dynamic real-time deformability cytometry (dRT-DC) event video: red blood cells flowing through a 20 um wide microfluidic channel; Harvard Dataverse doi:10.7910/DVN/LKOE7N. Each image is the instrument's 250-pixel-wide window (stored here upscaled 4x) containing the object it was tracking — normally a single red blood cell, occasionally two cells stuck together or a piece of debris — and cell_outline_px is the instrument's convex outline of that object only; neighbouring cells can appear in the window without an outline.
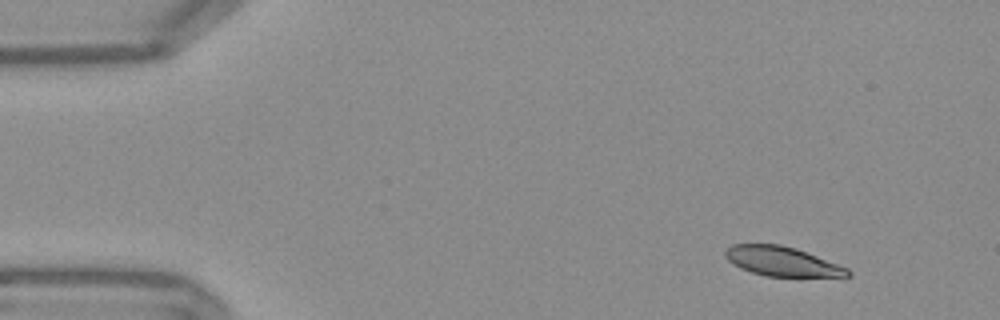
{"species": "Egyptian fruit bat (a non-hibernating species)", "species_latin": "Rousettus aegyptiacus", "temperature_condition": "warm", "stored_images_in_passage": 49, "camera_frame_rate_fps": 3000, "um_per_image_px": 0.085, "frame": {"image": 1, "passage_image": 1, "time_ms": 0.0, "image_size_px": [1000, 320], "cell_outline_px": [[852, 276], [764, 276], [740, 268], [732, 264], [724, 256], [724, 252], [732, 244], [780, 244], [796, 248], [848, 268], [852, 272]], "centroid_in_image_um": [66.45, 22.21], "position_along_channel_um": 18.6, "area_um2": 20.92}}
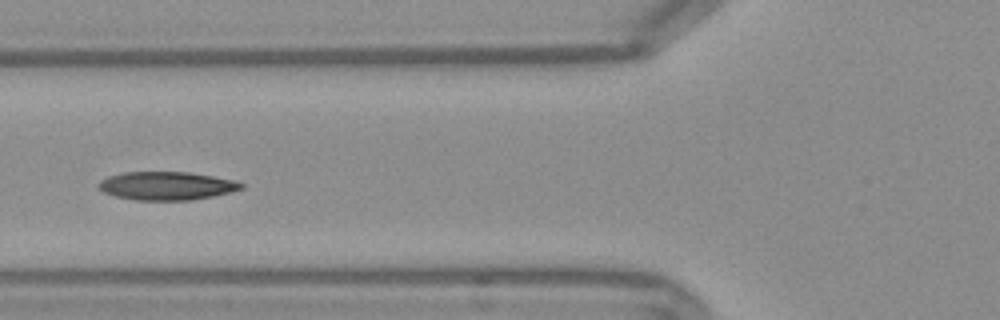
{"frame": {"image": 2, "passage_image": 16, "time_ms": 5.0, "image_size_px": [1000, 320], "cell_outline_px": [[244, 188], [232, 192], [192, 200], [132, 200], [116, 196], [104, 192], [96, 184], [100, 180], [108, 176], [124, 172], [188, 172], [236, 180], [244, 184]], "centroid_in_image_um": [14.17, 15.79], "position_along_channel_um": 111.6, "area_um2": 23.64}}
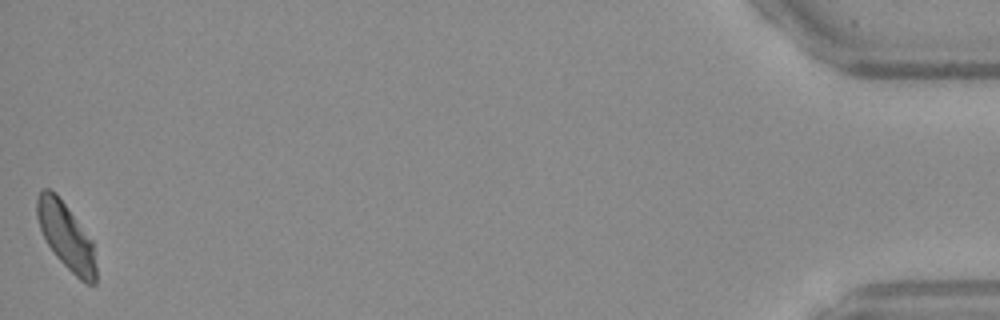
{"frame": {"image": 3, "passage_image": 49, "time_ms": 16.0, "image_size_px": [1000, 320], "cell_outline_px": [[96, 284], [88, 284], [80, 280], [56, 256], [48, 244], [40, 228], [36, 216], [36, 196], [44, 188], [48, 188], [56, 192], [92, 240], [96, 264]], "centroid_in_image_um": [5.61, 20.05], "position_along_channel_um": 429.6, "area_um2": 22.72}, "authors_computed_cell_mechanics": {"area_um2": 23.0044, "velocity_mm_per_s": 3.7651, "shape_relaxation_time_tau1_ms": 5.0778, "shape_relaxation_time_tau2_ms": 3.6528, "deformation_change_tau1": 0.1562, "deformation_change_tau2": 0.083}}